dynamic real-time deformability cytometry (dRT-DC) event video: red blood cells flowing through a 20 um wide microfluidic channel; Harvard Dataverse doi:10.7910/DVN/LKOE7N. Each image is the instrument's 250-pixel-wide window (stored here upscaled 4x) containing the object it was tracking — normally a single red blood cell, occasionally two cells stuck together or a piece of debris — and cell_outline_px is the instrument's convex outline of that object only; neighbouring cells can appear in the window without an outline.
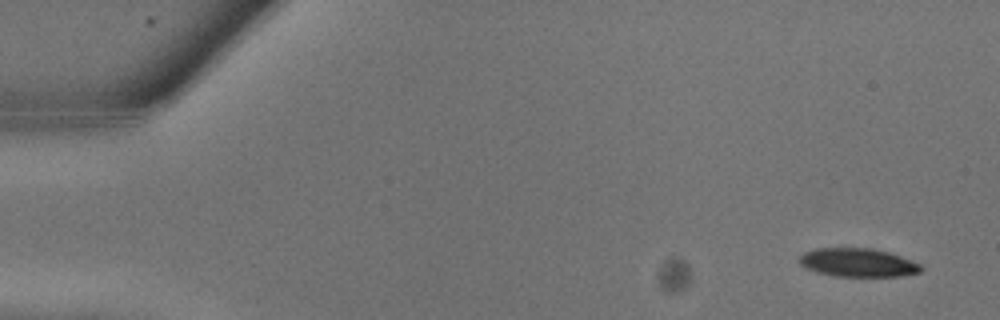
{"species": "common noctule bat (a hibernating species)", "species_latin": "Nyctalus noctula", "temperature_condition": "warm", "stored_images_in_passage": 10, "camera_frame_rate_fps": 3000, "um_per_image_px": 0.085, "animal": {"sex": "male", "body_mass_g": 13.3}, "frame": {"image": 1, "passage_image": 2, "time_ms": 0.333, "image_size_px": [1000, 320], "cell_outline_px": [[924, 268], [920, 272], [900, 276], [836, 276], [816, 272], [800, 264], [800, 256], [804, 252], [816, 248], [872, 248], [888, 252], [900, 256], [920, 264]], "centroid_in_image_um": [72.93, 22.31], "position_along_channel_um": 12.1, "area_um2": 20.06}}